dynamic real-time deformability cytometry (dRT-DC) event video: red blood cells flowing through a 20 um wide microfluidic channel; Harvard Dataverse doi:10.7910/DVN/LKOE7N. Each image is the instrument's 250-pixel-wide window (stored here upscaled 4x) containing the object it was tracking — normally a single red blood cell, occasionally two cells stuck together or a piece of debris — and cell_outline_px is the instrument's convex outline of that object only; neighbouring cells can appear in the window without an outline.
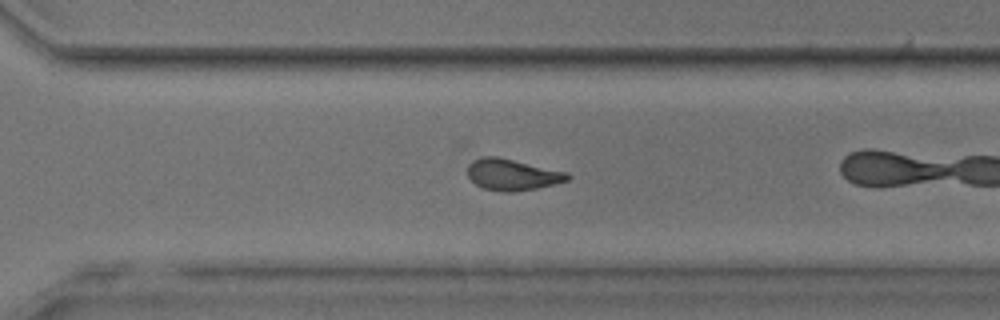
{"species": "common noctule bat (a hibernating species)", "species_latin": "Nyctalus noctula", "temperature_condition": "room temperature", "stored_images_in_passage": 35, "camera_frame_rate_fps": 3000, "um_per_image_px": 0.085, "animal": {"sex": "male", "body_mass_g": 17.9, "forearm_length_mm": 54.2}, "frame": {"image": 1, "passage_image": 30, "time_ms": 9.667, "image_size_px": [1000, 320], "cell_outline_px": [[572, 176], [568, 180], [536, 188], [512, 192], [504, 192], [484, 188], [476, 184], [468, 176], [468, 164], [472, 160], [484, 156], [496, 156], [568, 172]], "centroid_in_image_um": [43.54, 14.83], "position_along_channel_um": 327.1, "area_um2": 18.09}}